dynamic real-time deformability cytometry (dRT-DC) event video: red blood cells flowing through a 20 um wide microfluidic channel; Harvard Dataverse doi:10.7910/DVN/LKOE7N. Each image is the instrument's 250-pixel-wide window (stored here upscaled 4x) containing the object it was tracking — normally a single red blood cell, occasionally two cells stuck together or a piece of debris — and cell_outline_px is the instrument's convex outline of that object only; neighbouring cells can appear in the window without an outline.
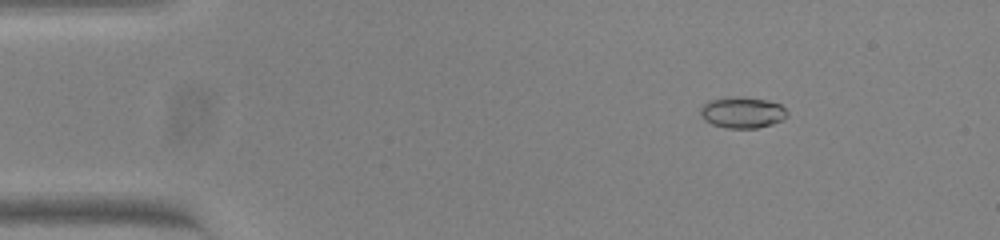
{"species": "common noctule bat (a hibernating species)", "species_latin": "Nyctalus noctula", "temperature_condition": "warm", "stored_images_in_passage": 47, "camera_frame_rate_fps": 3000, "um_per_image_px": 0.085, "animal": {"sex": "female", "body_mass_g": 23.0, "forearm_length_mm": 53.4}, "frame": {"image": 1, "passage_image": 1, "time_ms": 0.0, "image_size_px": [1000, 240], "cell_outline_px": [[788, 116], [784, 120], [772, 124], [756, 128], [728, 128], [712, 124], [704, 120], [700, 116], [700, 108], [708, 100], [736, 96], [768, 100], [780, 104], [788, 112]], "centroid_in_image_um": [63.11, 9.56], "position_along_channel_um": 21.9, "area_um2": 15.9}}
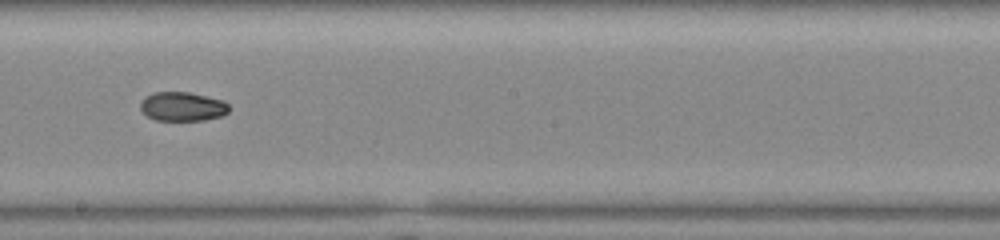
{"frame": {"image": 2, "passage_image": 24, "time_ms": 7.667, "image_size_px": [1000, 240], "cell_outline_px": [[228, 112], [220, 116], [204, 120], [156, 120], [148, 116], [140, 108], [140, 104], [144, 96], [156, 92], [188, 92], [208, 96], [224, 100], [228, 104]], "centroid_in_image_um": [15.51, 9.04], "position_along_channel_um": 232.7, "area_um2": 14.97}}
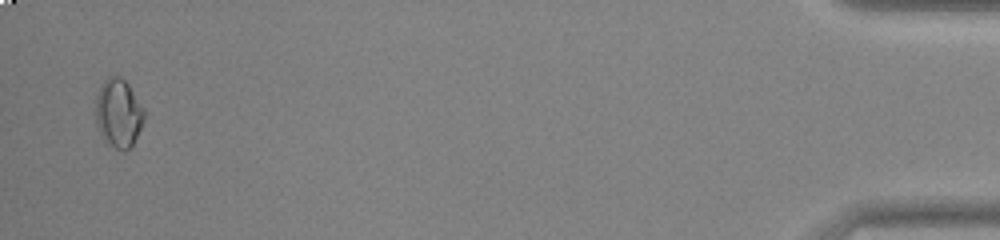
{"frame": {"image": 3, "passage_image": 46, "time_ms": 15.0, "image_size_px": [1000, 240], "cell_outline_px": [[144, 120], [132, 144], [124, 152], [116, 148], [100, 132], [96, 124], [96, 96], [104, 80], [108, 76], [120, 76], [128, 84], [144, 108]], "centroid_in_image_um": [10.08, 9.57], "position_along_channel_um": 425.1, "area_um2": 18.9}, "authors_computed_cell_mechanics": {"area_um2": 15.4904, "velocity_mm_per_s": 3.8365, "shape_relaxation_time_tau1_ms": null, "shape_relaxation_time_tau2_ms": 5.0303, "deformation_change_tau1": null, "deformation_change_tau2": 0.0639}}